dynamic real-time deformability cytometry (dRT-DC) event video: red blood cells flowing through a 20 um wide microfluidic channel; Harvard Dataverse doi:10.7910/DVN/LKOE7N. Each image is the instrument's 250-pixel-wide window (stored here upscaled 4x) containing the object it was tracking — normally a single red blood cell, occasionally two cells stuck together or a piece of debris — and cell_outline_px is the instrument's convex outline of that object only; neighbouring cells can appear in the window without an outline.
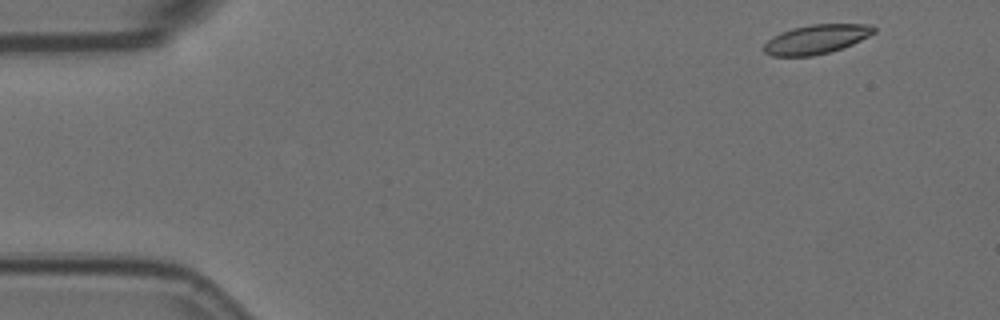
{"species": "Egyptian fruit bat (a non-hibernating species)", "species_latin": "Rousettus aegyptiacus", "temperature_condition": "room temperature", "stored_images_in_passage": 8, "camera_frame_rate_fps": 3000, "um_per_image_px": 0.085, "animal": {"sex": "female"}, "frame": {"image": 1, "passage_image": 1, "time_ms": 0.0, "image_size_px": [1000, 320], "cell_outline_px": [[876, 32], [852, 44], [828, 52], [812, 56], [772, 56], [764, 52], [764, 44], [772, 36], [780, 32], [792, 28], [812, 24], [868, 24], [876, 28]], "centroid_in_image_um": [69.36, 3.33], "position_along_channel_um": 15.6, "area_um2": 18.61}}
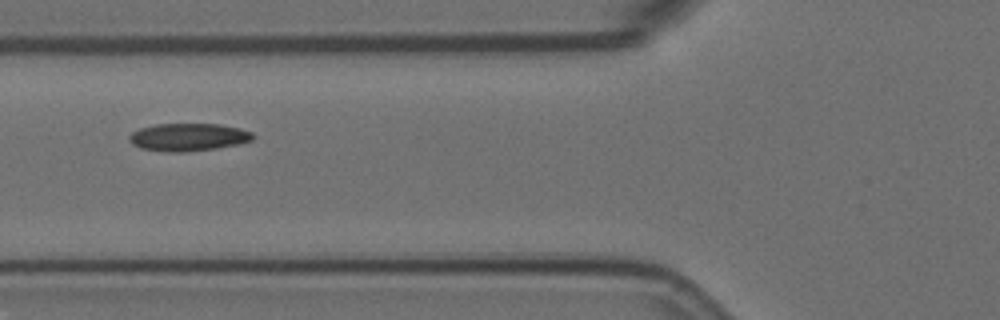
{"frame": {"image": 2, "passage_image": 6, "time_ms": 1.667, "image_size_px": [1000, 320], "cell_outline_px": [[256, 136], [252, 140], [240, 144], [216, 148], [184, 152], [168, 152], [140, 148], [132, 144], [128, 140], [128, 136], [132, 132], [140, 128], [156, 124], [220, 124], [240, 128], [252, 132]], "centroid_in_image_um": [16.01, 11.65], "position_along_channel_um": 109.8, "area_um2": 20.11}}
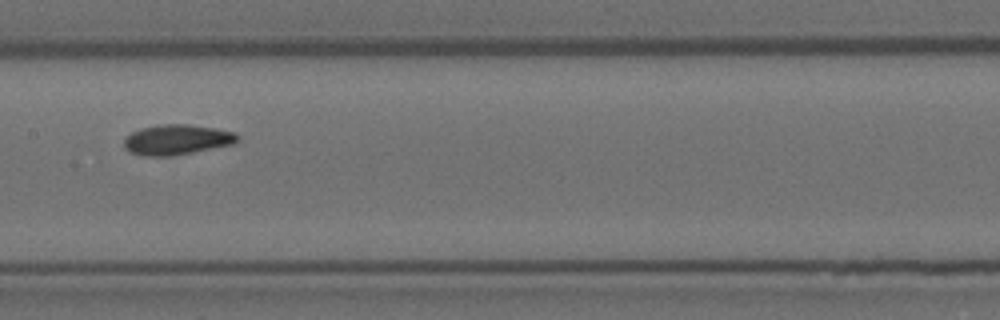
{"frame": {"image": 3, "passage_image": 8, "time_ms": 2.333, "image_size_px": [1000, 320], "cell_outline_px": [[240, 140], [236, 144], [192, 152], [164, 156], [144, 156], [128, 152], [124, 148], [124, 140], [132, 132], [140, 128], [160, 124], [188, 124], [216, 128], [236, 132], [240, 136]], "centroid_in_image_um": [15.07, 11.86], "position_along_channel_um": 192.3, "area_um2": 20.17}}